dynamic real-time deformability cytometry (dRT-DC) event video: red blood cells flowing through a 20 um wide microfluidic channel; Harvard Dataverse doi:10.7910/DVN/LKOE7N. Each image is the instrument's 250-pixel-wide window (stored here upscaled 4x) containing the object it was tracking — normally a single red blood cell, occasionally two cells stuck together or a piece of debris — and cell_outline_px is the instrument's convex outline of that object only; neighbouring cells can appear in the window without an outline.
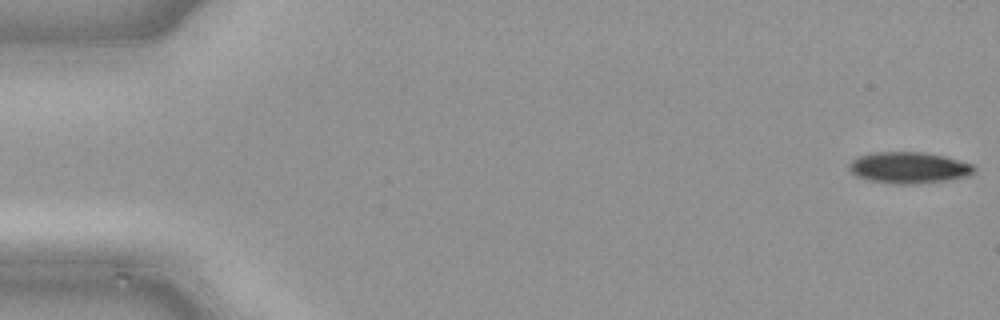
{"species": "common noctule bat (a hibernating species)", "species_latin": "Nyctalus noctula", "temperature_condition": "cold", "stored_images_in_passage": 23, "camera_frame_rate_fps": 3000, "um_per_image_px": 0.085, "animal": {"sex": "male", "body_mass_g": 21.5, "forearm_length_mm": 52.0}, "frame": {"image": 1, "passage_image": 1, "time_ms": 0.0, "image_size_px": [1000, 320], "cell_outline_px": [[968, 168], [960, 172], [928, 176], [888, 176], [868, 172], [860, 168], [860, 164], [872, 160], [940, 160], [956, 164]], "centroid_in_image_um": [77.44, 14.25], "position_along_channel_um": 7.6, "area_um2": 10.12}}